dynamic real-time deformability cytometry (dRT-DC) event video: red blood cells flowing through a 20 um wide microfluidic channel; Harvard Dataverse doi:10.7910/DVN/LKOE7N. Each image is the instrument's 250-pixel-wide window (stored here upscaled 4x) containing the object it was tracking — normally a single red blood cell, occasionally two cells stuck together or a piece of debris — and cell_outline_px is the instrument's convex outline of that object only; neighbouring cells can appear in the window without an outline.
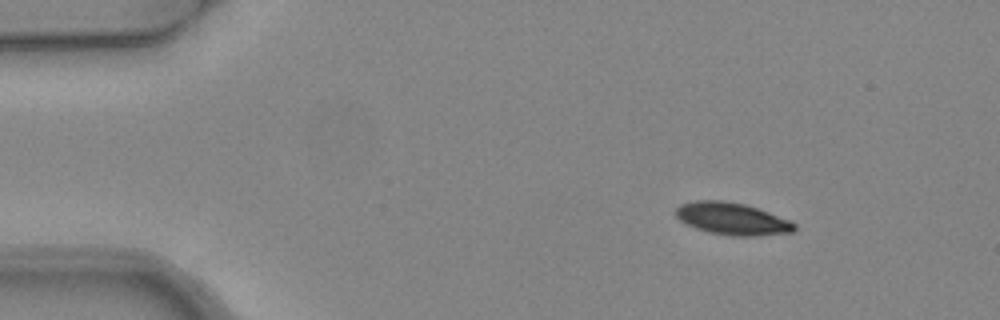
{"species": "common noctule bat (a hibernating species)", "species_latin": "Nyctalus noctula", "temperature_condition": "warm", "stored_images_in_passage": 4, "segment_of_instrument_passage": [1, 2], "camera_frame_rate_fps": 3000, "um_per_image_px": 0.085, "animal": {"sex": "female", "body_mass_g": 24.6, "forearm_length_mm": 56.2}, "frame": {"image": 1, "passage_image": 1, "time_ms": 0.0, "image_size_px": [1000, 320], "cell_outline_px": [[796, 228], [792, 232], [760, 236], [732, 236], [708, 232], [696, 228], [680, 220], [676, 216], [676, 208], [680, 204], [696, 200], [724, 200], [744, 204], [768, 212], [788, 220], [796, 224]], "centroid_in_image_um": [62.22, 18.6], "position_along_channel_um": 22.8, "area_um2": 22.14}}